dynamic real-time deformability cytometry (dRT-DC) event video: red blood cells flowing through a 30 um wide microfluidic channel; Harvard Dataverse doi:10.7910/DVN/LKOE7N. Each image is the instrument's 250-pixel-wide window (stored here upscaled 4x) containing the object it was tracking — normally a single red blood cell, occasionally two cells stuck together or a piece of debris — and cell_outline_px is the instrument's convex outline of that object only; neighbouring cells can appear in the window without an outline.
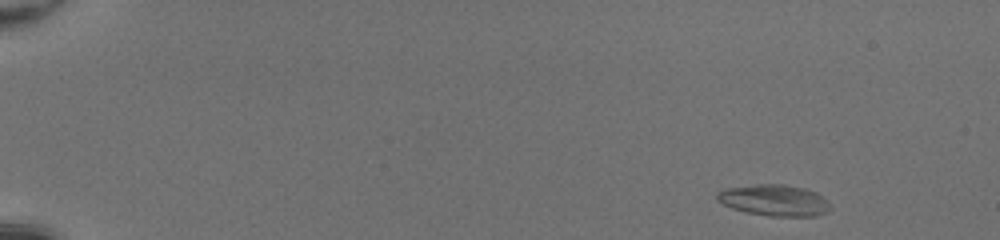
{"species": "common noctule bat (a hibernating species)", "species_latin": "Nyctalus noctula", "temperature_condition": "room temperature", "stored_images_in_passage": 47, "camera_frame_rate_fps": 3000, "um_per_image_px": 0.085, "animal": {"sex": "female", "body_mass_g": 20.0, "forearm_length_mm": 54.0}, "frame": {"image": 1, "passage_image": 2, "time_ms": 0.333, "image_size_px": [1000, 240], "cell_outline_px": [[832, 208], [828, 212], [816, 216], [768, 216], [748, 212], [732, 208], [716, 200], [716, 192], [724, 188], [756, 184], [784, 184], [804, 188], [816, 192], [828, 200], [832, 204]], "centroid_in_image_um": [65.84, 17.02], "position_along_channel_um": 19.2, "area_um2": 20.92}}
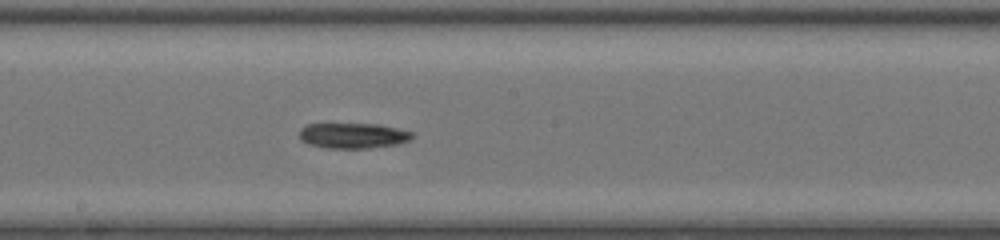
{"frame": {"image": 2, "passage_image": 27, "time_ms": 8.667, "image_size_px": [1000, 240], "cell_outline_px": [[412, 136], [408, 140], [396, 144], [372, 148], [324, 148], [308, 144], [300, 140], [300, 128], [308, 124], [380, 124], [412, 132]], "centroid_in_image_um": [29.96, 11.53], "position_along_channel_um": 218.2, "area_um2": 16.65}}
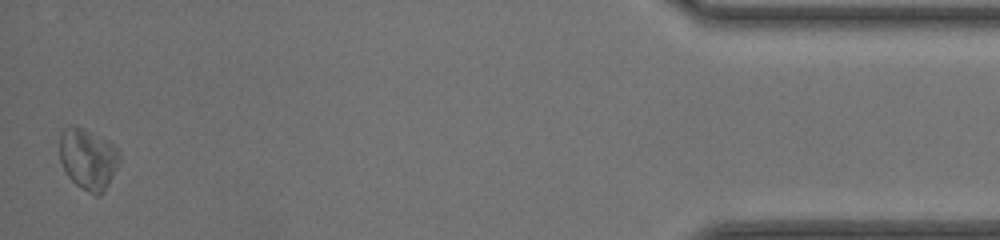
{"frame": {"image": 3, "passage_image": 47, "time_ms": 15.333, "image_size_px": [1000, 240], "cell_outline_px": [[120, 160], [104, 192], [100, 196], [96, 196], [80, 188], [68, 176], [60, 160], [60, 132], [68, 124], [76, 124], [108, 140], [120, 152]], "centroid_in_image_um": [7.47, 13.48], "position_along_channel_um": 427.7, "area_um2": 21.56}, "authors_computed_cell_mechanics": {"area_um2": 18.3804, "velocity_mm_per_s": 4.2346, "shape_relaxation_time_tau1_ms": null, "shape_relaxation_time_tau2_ms": 7.418, "deformation_change_tau1": null, "deformation_change_tau2": 0.1813}}